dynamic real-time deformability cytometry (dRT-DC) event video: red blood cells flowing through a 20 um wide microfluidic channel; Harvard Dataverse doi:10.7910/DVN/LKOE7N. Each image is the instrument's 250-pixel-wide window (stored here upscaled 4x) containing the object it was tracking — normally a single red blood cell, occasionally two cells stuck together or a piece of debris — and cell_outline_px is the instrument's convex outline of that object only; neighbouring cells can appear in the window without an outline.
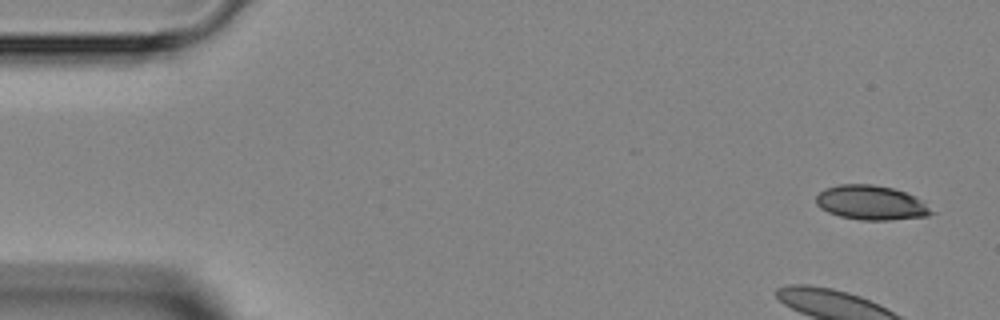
{"species": "Egyptian fruit bat (a non-hibernating species)", "species_latin": "Rousettus aegyptiacus", "temperature_condition": "room temperature", "stored_images_in_passage": 5, "camera_frame_rate_fps": 3000, "um_per_image_px": 0.085, "animal": {"sex": "female"}, "frame": {"image": 1, "passage_image": 1, "time_ms": 0.0, "image_size_px": [1000, 320], "cell_outline_px": [[936, 212], [928, 216], [892, 220], [860, 220], [840, 216], [828, 212], [820, 208], [816, 204], [816, 196], [824, 188], [840, 184], [872, 184], [892, 188], [916, 196]], "centroid_in_image_um": [74.05, 17.23], "position_along_channel_um": 10.9, "area_um2": 23.29}}